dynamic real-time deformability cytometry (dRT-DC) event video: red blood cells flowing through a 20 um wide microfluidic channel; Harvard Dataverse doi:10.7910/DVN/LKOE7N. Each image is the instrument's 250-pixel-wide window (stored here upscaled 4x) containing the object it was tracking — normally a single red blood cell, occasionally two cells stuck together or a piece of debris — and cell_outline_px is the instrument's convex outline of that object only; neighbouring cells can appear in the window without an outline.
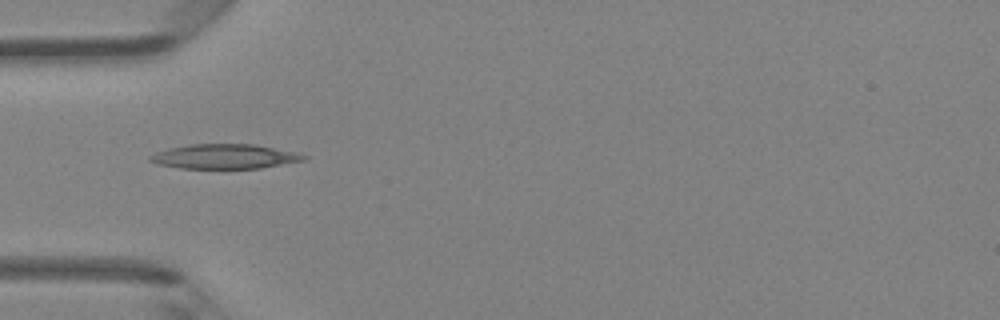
{"species": "Egyptian fruit bat (a non-hibernating species)", "species_latin": "Rousettus aegyptiacus", "temperature_condition": "room temperature", "stored_images_in_passage": 33, "camera_frame_rate_fps": 3000, "um_per_image_px": 0.085, "animal": {"sex": "female"}, "frame": {"image": 1, "passage_image": 1, "time_ms": 0.0, "image_size_px": [1000, 320], "cell_outline_px": [[308, 156], [304, 160], [260, 168], [180, 168], [156, 164], [148, 160], [148, 156], [156, 152], [172, 148], [192, 144], [252, 144], [296, 152]], "centroid_in_image_um": [19.06, 13.3], "position_along_channel_um": 65.9, "area_um2": 21.79}}
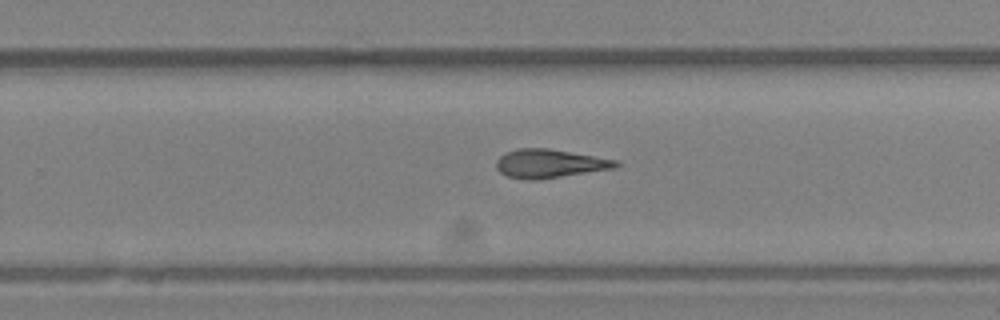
{"frame": {"image": 2, "passage_image": 16, "time_ms": 5.0, "image_size_px": [1000, 320], "cell_outline_px": [[620, 164], [616, 168], [536, 180], [528, 180], [508, 176], [500, 172], [496, 168], [496, 160], [504, 152], [520, 148], [548, 148], [616, 160]], "centroid_in_image_um": [46.68, 13.9], "position_along_channel_um": 283.1, "area_um2": 19.83}}
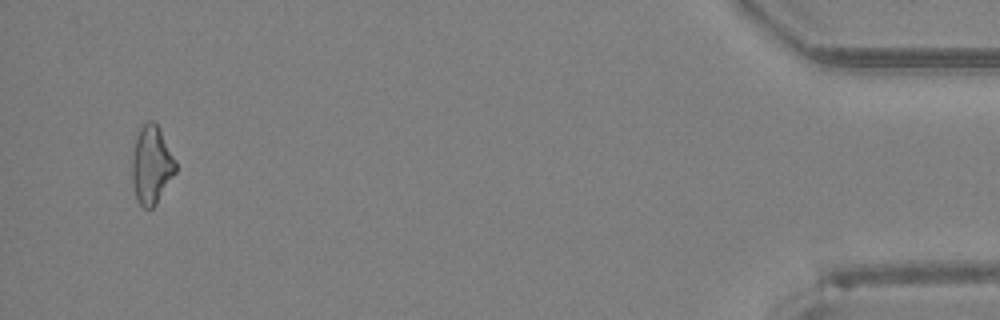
{"frame": {"image": 3, "passage_image": 31, "time_ms": 10.0, "image_size_px": [1000, 320], "cell_outline_px": [[176, 172], [156, 204], [152, 208], [144, 208], [136, 200], [132, 180], [132, 152], [136, 136], [140, 128], [148, 120], [152, 120], [156, 124], [176, 160]], "centroid_in_image_um": [12.86, 14.04], "position_along_channel_um": 422.3, "area_um2": 19.77}}